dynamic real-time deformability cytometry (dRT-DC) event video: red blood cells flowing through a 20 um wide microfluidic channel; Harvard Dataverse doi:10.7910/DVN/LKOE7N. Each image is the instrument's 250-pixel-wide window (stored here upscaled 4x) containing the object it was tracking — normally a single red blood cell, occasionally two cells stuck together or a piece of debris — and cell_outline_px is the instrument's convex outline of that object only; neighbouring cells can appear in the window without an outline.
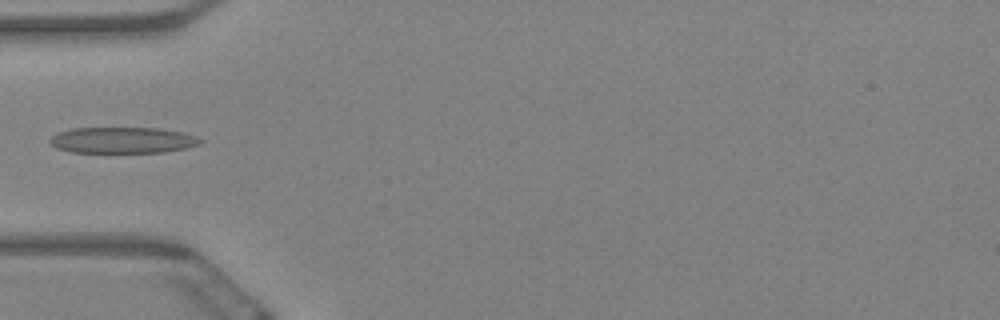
{"species": "Egyptian fruit bat (a non-hibernating species)", "species_latin": "Rousettus aegyptiacus", "temperature_condition": "warm", "stored_images_in_passage": 12, "camera_frame_rate_fps": 3000, "um_per_image_px": 0.085, "animal": {"sex": "female"}, "frame": {"image": 1, "passage_image": 6, "time_ms": 1.667, "image_size_px": [1000, 320], "cell_outline_px": [[204, 140], [200, 144], [188, 148], [164, 152], [72, 152], [56, 148], [48, 140], [56, 132], [72, 128], [160, 128], [184, 132], [196, 136]], "centroid_in_image_um": [10.45, 11.91], "position_along_channel_um": 74.6, "area_um2": 23.06}}
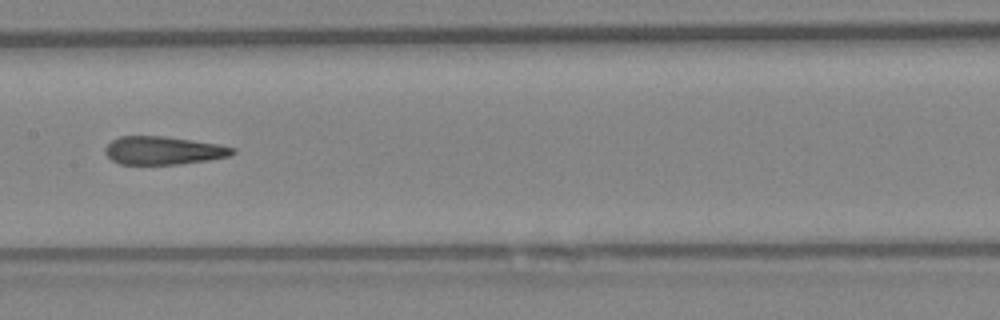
{"frame": {"image": 2, "passage_image": 9, "time_ms": 2.667, "image_size_px": [1000, 320], "cell_outline_px": [[236, 152], [228, 156], [180, 164], [120, 164], [112, 160], [104, 152], [104, 148], [112, 140], [120, 136], [164, 136], [192, 140], [216, 144], [236, 148]], "centroid_in_image_um": [13.85, 12.78], "position_along_channel_um": 193.6, "area_um2": 20.69}}
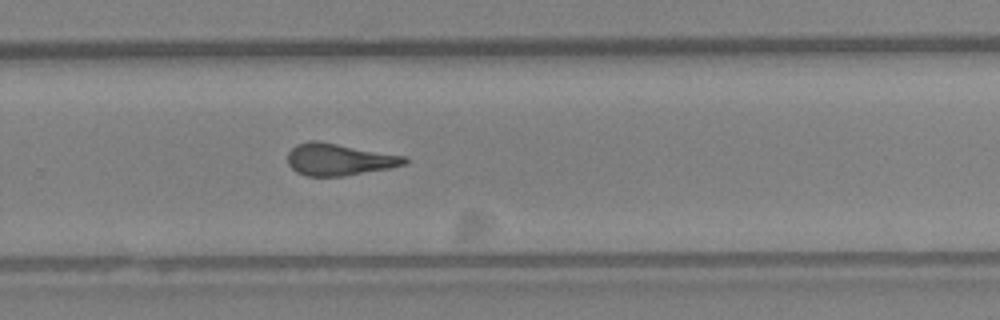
{"frame": {"image": 3, "passage_image": 12, "time_ms": 3.667, "image_size_px": [1000, 320], "cell_outline_px": [[408, 164], [392, 168], [344, 176], [304, 176], [296, 172], [288, 164], [288, 152], [296, 144], [312, 140], [316, 140], [404, 156], [408, 160]], "centroid_in_image_um": [28.81, 13.57], "position_along_channel_um": 301.0, "area_um2": 21.79}}